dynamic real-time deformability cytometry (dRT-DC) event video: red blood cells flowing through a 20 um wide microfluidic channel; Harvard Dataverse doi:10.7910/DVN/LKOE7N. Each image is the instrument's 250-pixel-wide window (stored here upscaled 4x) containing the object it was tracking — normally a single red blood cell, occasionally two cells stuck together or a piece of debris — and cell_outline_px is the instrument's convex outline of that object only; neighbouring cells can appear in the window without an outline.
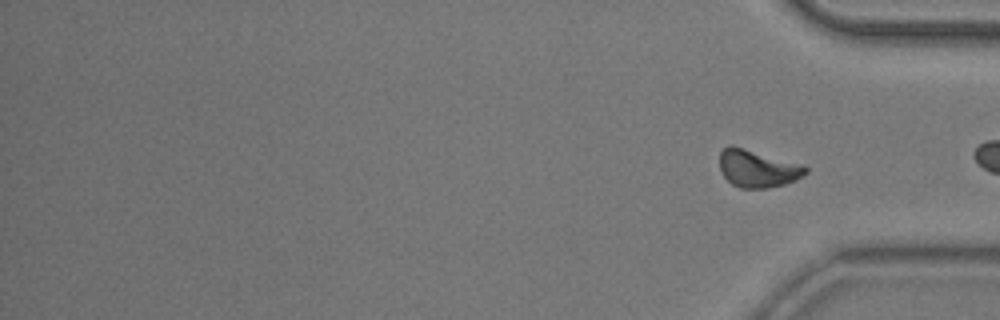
{"species": "common noctule bat (a hibernating species)", "species_latin": "Nyctalus noctula", "temperature_condition": "room temperature", "stored_images_in_passage": 14, "segment_of_instrument_passage": [2, 2], "camera_frame_rate_fps": 3000, "um_per_image_px": 0.085, "animal": {"sex": "male", "body_mass_g": 20.5, "forearm_length_mm": 52.5}, "frame": {"image": 1, "passage_image": 14, "time_ms": 16.667, "image_size_px": [1000, 320], "cell_outline_px": [[808, 172], [796, 180], [784, 184], [768, 188], [740, 188], [732, 184], [720, 172], [720, 152], [728, 144], [732, 144], [804, 164], [808, 168]], "centroid_in_image_um": [64.4, 14.3], "position_along_channel_um": 370.8, "area_um2": 19.13}}